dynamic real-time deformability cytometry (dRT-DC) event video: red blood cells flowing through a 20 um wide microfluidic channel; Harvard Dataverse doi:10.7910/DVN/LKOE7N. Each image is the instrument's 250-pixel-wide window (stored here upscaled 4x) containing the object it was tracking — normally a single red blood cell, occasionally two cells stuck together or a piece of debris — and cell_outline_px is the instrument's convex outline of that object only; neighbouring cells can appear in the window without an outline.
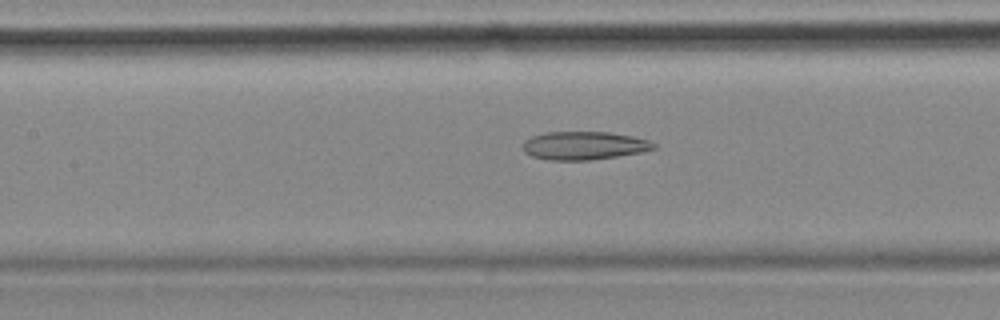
{"species": "common noctule bat (a hibernating species)", "species_latin": "Nyctalus noctula", "temperature_condition": "cold", "stored_images_in_passage": 36, "camera_frame_rate_fps": 3000, "um_per_image_px": 0.085, "animal": {"sex": "female", "body_mass_g": 18.4}, "frame": {"image": 1, "passage_image": 16, "time_ms": 5.0, "image_size_px": [1000, 320], "cell_outline_px": [[656, 148], [640, 152], [620, 156], [592, 160], [548, 160], [532, 156], [524, 152], [524, 140], [532, 136], [544, 132], [608, 132], [632, 136], [648, 140], [656, 144]], "centroid_in_image_um": [49.64, 12.38], "position_along_channel_um": 157.8, "area_um2": 21.56}}
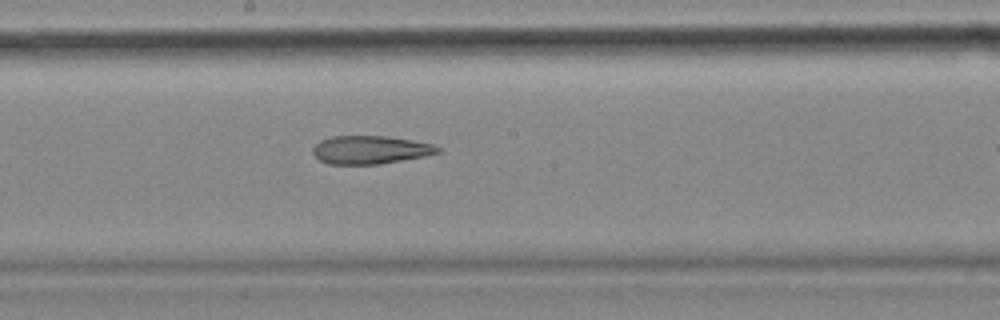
{"frame": {"image": 2, "passage_image": 21, "time_ms": 6.667, "image_size_px": [1000, 320], "cell_outline_px": [[440, 152], [424, 156], [380, 164], [328, 164], [320, 160], [312, 152], [312, 148], [320, 140], [332, 136], [384, 136], [412, 140], [432, 144], [440, 148]], "centroid_in_image_um": [31.45, 12.73], "position_along_channel_um": 216.8, "area_um2": 20.4}}
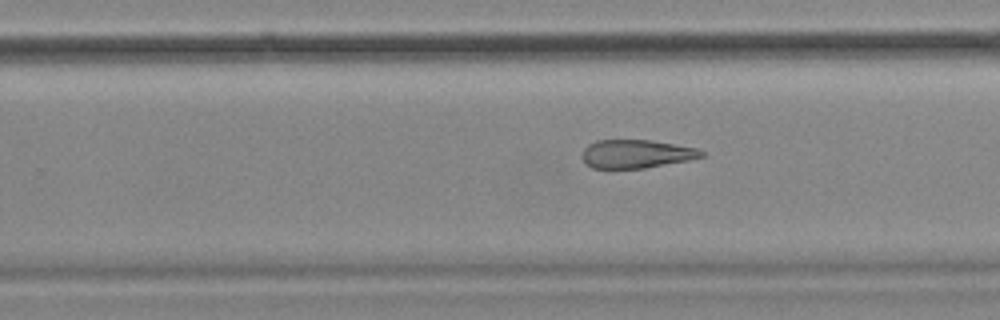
{"frame": {"image": 3, "passage_image": 26, "time_ms": 8.333, "image_size_px": [1000, 320], "cell_outline_px": [[704, 156], [688, 160], [644, 168], [592, 168], [584, 164], [580, 156], [584, 148], [588, 144], [596, 140], [652, 140], [696, 148], [704, 152]], "centroid_in_image_um": [54.01, 13.08], "position_along_channel_um": 275.8, "area_um2": 19.83}}